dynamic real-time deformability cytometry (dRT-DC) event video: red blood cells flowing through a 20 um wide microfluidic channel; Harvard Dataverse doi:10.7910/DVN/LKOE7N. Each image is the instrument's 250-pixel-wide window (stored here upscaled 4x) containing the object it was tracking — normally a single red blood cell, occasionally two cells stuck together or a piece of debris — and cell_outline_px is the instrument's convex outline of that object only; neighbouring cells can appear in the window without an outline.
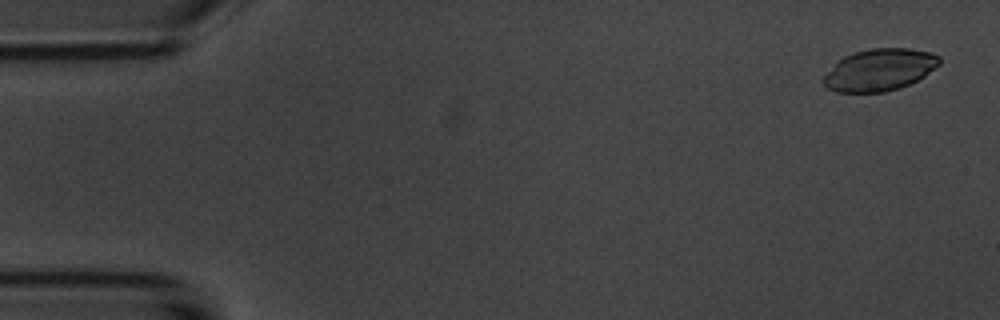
{"species": "common noctule bat (a hibernating species)", "species_latin": "Nyctalus noctula", "temperature_condition": "room temperature", "stored_images_in_passage": 54, "camera_frame_rate_fps": 3000, "um_per_image_px": 0.085, "animal": {"sex": "male", "body_mass_g": 20.1, "forearm_length_mm": 53.5}, "frame": {"image": 1, "passage_image": 2, "time_ms": 0.333, "image_size_px": [1000, 320], "cell_outline_px": [[940, 64], [924, 76], [900, 88], [884, 92], [836, 92], [828, 88], [820, 80], [844, 56], [856, 52], [872, 48], [908, 48], [932, 52], [940, 56]], "centroid_in_image_um": [74.78, 5.93], "position_along_channel_um": 10.2, "area_um2": 28.15}}
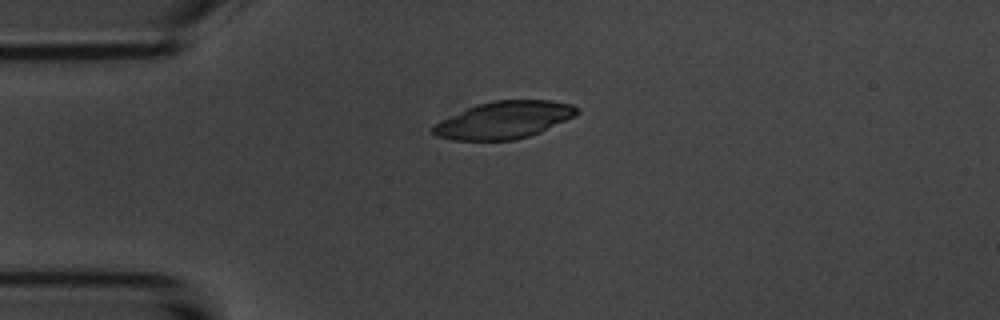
{"frame": {"image": 2, "passage_image": 13, "time_ms": 4.0, "image_size_px": [1000, 320], "cell_outline_px": [[580, 112], [576, 116], [540, 132], [528, 136], [512, 140], [452, 140], [436, 136], [432, 132], [432, 128], [436, 124], [476, 104], [492, 100], [552, 100], [572, 104], [580, 108]], "centroid_in_image_um": [42.92, 10.19], "position_along_channel_um": 42.1, "area_um2": 31.04}}
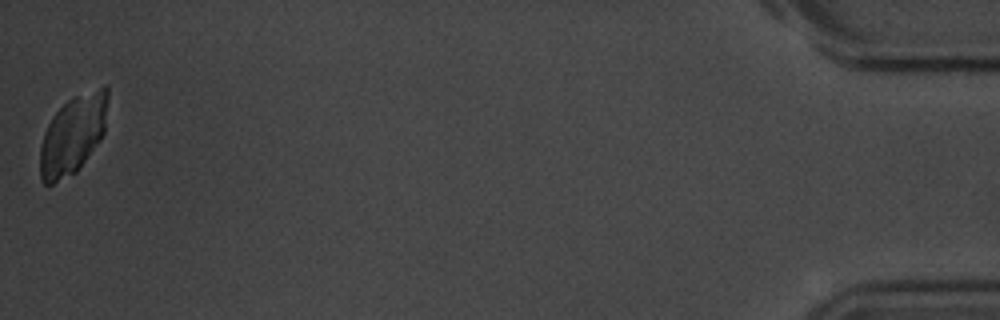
{"frame": {"image": 3, "passage_image": 54, "time_ms": 17.667, "image_size_px": [1000, 320], "cell_outline_px": [[108, 96], [104, 132], [100, 140], [76, 172], [52, 184], [44, 184], [40, 180], [40, 148], [44, 132], [52, 116], [72, 96], [104, 84], [108, 88]], "centroid_in_image_um": [6.2, 11.42], "position_along_channel_um": 429.0, "area_um2": 31.21}}